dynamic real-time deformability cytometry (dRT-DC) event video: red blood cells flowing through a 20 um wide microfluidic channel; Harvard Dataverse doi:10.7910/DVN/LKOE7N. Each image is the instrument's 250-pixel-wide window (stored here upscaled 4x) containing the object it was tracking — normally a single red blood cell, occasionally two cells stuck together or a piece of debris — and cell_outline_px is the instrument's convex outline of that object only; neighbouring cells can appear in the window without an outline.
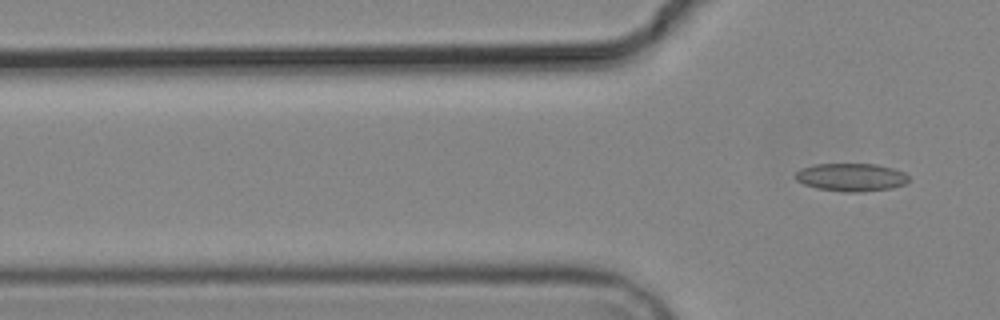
{"species": "common noctule bat (a hibernating species)", "species_latin": "Nyctalus noctula", "temperature_condition": "cold", "stored_images_in_passage": 4, "camera_frame_rate_fps": 3000, "um_per_image_px": 0.085, "animal": {"sex": "male", "body_mass_g": 19.2, "forearm_length_mm": 51.8}, "frame": {"image": 1, "passage_image": 4, "time_ms": 5.333, "image_size_px": [1000, 320], "cell_outline_px": [[908, 184], [892, 188], [860, 192], [844, 192], [816, 188], [804, 184], [796, 180], [792, 176], [800, 168], [816, 164], [876, 164], [892, 168], [904, 172], [908, 176]], "centroid_in_image_um": [72.34, 15.07], "position_along_channel_um": 53.5, "area_um2": 18.67}}